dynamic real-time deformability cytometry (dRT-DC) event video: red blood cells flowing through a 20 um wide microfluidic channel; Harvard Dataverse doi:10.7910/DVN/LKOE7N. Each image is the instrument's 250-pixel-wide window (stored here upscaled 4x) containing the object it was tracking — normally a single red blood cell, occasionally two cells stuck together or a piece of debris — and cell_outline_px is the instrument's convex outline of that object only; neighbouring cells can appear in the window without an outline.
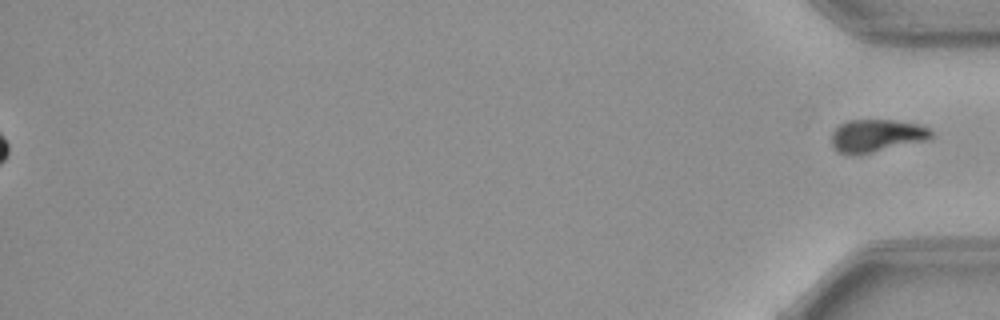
{"species": "common noctule bat (a hibernating species)", "species_latin": "Nyctalus noctula", "temperature_condition": "warm", "stored_images_in_passage": 51, "segment_of_instrument_passage": [2, 2], "camera_frame_rate_fps": 3000, "um_per_image_px": 0.085, "animal": {"sex": "female", "body_mass_g": 21.9}, "frame": {"image": 1, "passage_image": 51, "time_ms": 16.667, "image_size_px": [1000, 320], "cell_outline_px": [[932, 136], [924, 140], [852, 156], [840, 152], [832, 144], [832, 132], [840, 124], [848, 120], [892, 120], [916, 124], [928, 128], [932, 132]], "centroid_in_image_um": [74.45, 11.52], "position_along_channel_um": 360.7, "area_um2": 18.44}}